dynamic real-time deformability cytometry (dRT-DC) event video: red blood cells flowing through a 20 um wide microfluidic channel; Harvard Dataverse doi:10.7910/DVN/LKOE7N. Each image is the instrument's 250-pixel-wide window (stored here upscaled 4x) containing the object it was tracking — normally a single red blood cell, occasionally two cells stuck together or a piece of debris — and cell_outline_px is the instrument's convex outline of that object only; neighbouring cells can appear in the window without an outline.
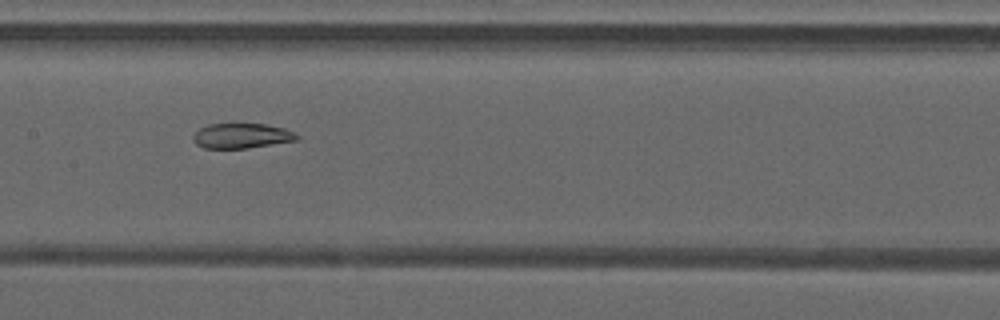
{"species": "common noctule bat (a hibernating species)", "species_latin": "Nyctalus noctula", "temperature_condition": "warm", "stored_images_in_passage": 49, "segment_of_instrument_passage": [2, 2], "camera_frame_rate_fps": 3000, "um_per_image_px": 0.085, "animal": {"sex": "male", "forearm_length_mm": 52.5}, "frame": {"image": 1, "passage_image": 25, "time_ms": 8.0, "image_size_px": [1000, 320], "cell_outline_px": [[300, 140], [248, 148], [204, 148], [196, 144], [192, 140], [192, 136], [200, 128], [208, 124], [264, 124], [284, 128], [300, 136]], "centroid_in_image_um": [20.55, 11.55], "position_along_channel_um": 186.9, "area_um2": 15.14}}
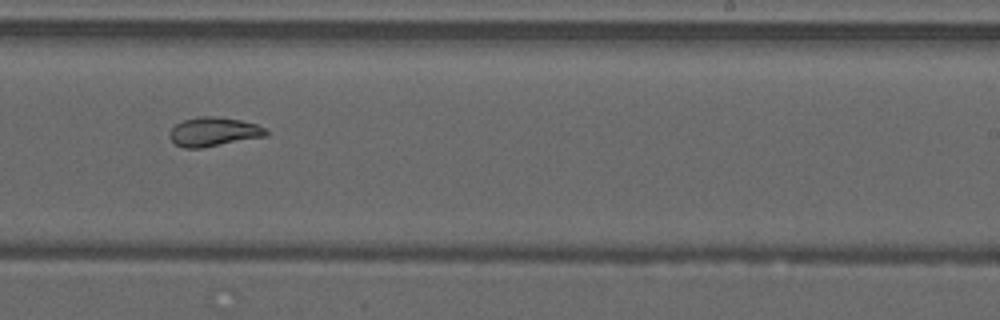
{"frame": {"image": 2, "passage_image": 31, "time_ms": 10.0, "image_size_px": [1000, 320], "cell_outline_px": [[268, 136], [200, 148], [184, 148], [176, 144], [168, 136], [168, 132], [176, 124], [184, 120], [200, 116], [216, 116], [240, 120], [256, 124], [268, 128]], "centroid_in_image_um": [18.18, 11.2], "position_along_channel_um": 270.8, "area_um2": 16.42}}
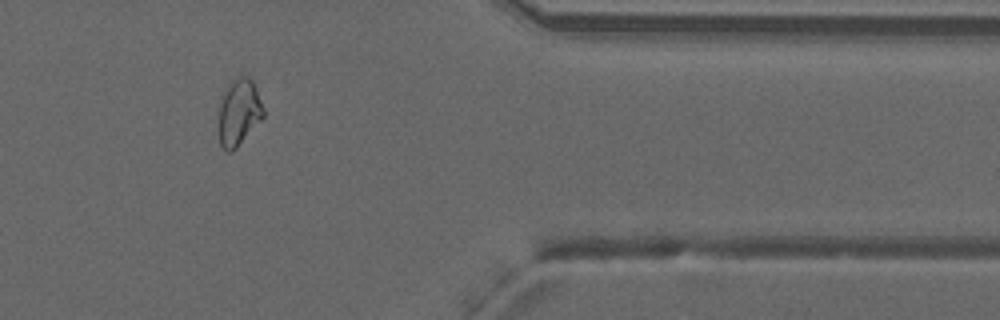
{"frame": {"image": 3, "passage_image": 41, "time_ms": 13.333, "image_size_px": [1000, 320], "cell_outline_px": [[264, 116], [236, 148], [232, 152], [228, 152], [220, 144], [220, 96], [228, 84], [232, 80], [240, 76], [248, 76], [252, 80], [256, 88], [264, 108]], "centroid_in_image_um": [20.31, 9.51], "position_along_channel_um": 391.1, "area_um2": 17.17}}